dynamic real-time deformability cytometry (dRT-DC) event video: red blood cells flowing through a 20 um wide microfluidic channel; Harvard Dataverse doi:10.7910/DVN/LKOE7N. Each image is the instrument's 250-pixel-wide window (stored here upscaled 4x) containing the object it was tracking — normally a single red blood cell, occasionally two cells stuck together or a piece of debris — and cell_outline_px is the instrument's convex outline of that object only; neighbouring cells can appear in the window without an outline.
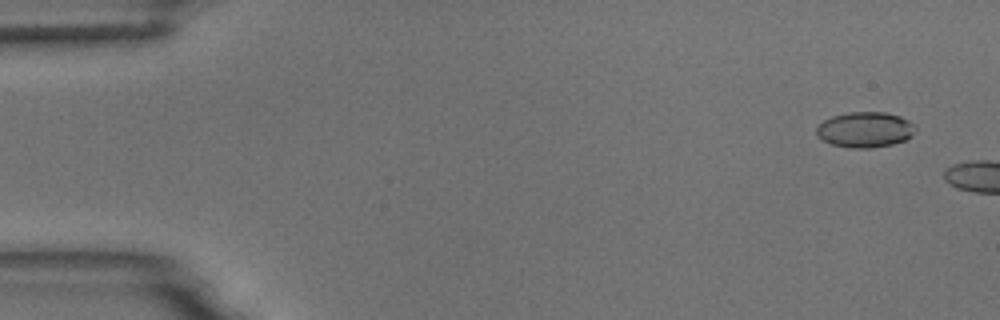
{"species": "common noctule bat (a hibernating species)", "species_latin": "Nyctalus noctula", "temperature_condition": "room temperature", "stored_images_in_passage": 7, "camera_frame_rate_fps": 3000, "um_per_image_px": 0.085, "animal": {"sex": "male", "body_mass_g": 18.8}, "frame": {"image": 1, "passage_image": 3, "time_ms": 0.667, "image_size_px": [1000, 320], "cell_outline_px": [[916, 128], [912, 136], [904, 140], [892, 144], [872, 148], [848, 148], [832, 144], [816, 136], [816, 128], [824, 120], [832, 116], [852, 112], [884, 112], [900, 116], [908, 120]], "centroid_in_image_um": [73.52, 11.03], "position_along_channel_um": 11.5, "area_um2": 20.4}}